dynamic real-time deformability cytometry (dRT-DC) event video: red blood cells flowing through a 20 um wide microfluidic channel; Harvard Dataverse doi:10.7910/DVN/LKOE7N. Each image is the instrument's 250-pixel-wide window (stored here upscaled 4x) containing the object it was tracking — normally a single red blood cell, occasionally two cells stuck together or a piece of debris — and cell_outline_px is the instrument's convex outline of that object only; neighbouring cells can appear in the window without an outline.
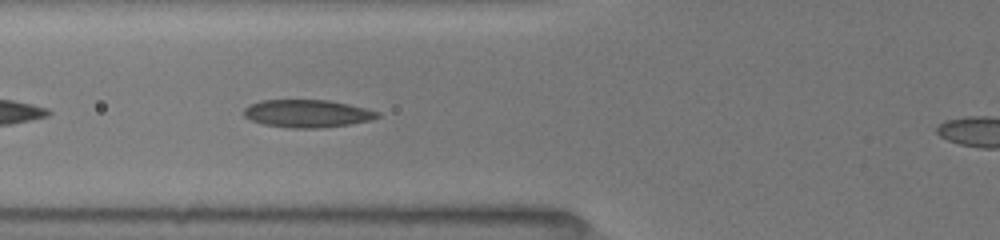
{"species": "common noctule bat (a hibernating species)", "species_latin": "Nyctalus noctula", "temperature_condition": "room temperature", "stored_images_in_passage": 32, "camera_frame_rate_fps": 3000, "um_per_image_px": 0.085, "animal": {"sex": "female", "body_mass_g": 19.5, "forearm_length_mm": 54.1}, "frame": {"image": 1, "passage_image": 5, "time_ms": 1.333, "image_size_px": [1000, 240], "cell_outline_px": [[380, 116], [372, 120], [352, 124], [320, 128], [292, 128], [264, 124], [252, 120], [244, 116], [244, 108], [260, 100], [328, 100], [348, 104], [380, 112]], "centroid_in_image_um": [26.15, 9.65], "position_along_channel_um": 99.7, "area_um2": 21.5}}
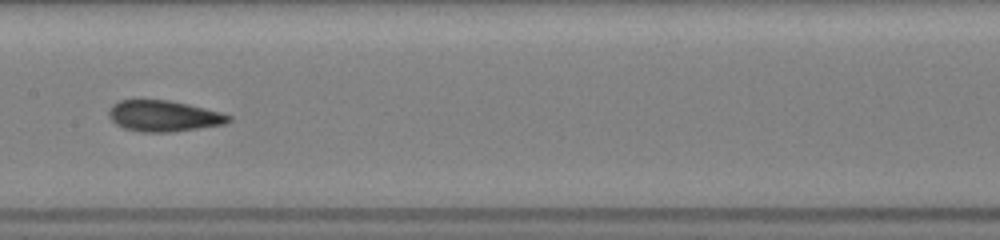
{"frame": {"image": 2, "passage_image": 12, "time_ms": 3.667, "image_size_px": [1000, 240], "cell_outline_px": [[232, 120], [224, 124], [172, 132], [144, 132], [124, 128], [116, 124], [108, 116], [108, 108], [112, 104], [120, 100], [168, 100], [188, 104], [220, 112], [232, 116]], "centroid_in_image_um": [13.89, 9.86], "position_along_channel_um": 193.5, "area_um2": 21.62}}
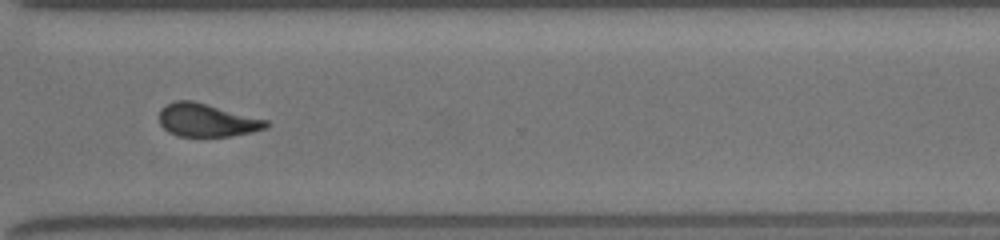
{"frame": {"image": 3, "passage_image": 24, "time_ms": 7.667, "image_size_px": [1000, 240], "cell_outline_px": [[272, 124], [268, 128], [232, 136], [176, 136], [168, 132], [160, 124], [160, 108], [164, 104], [176, 100], [192, 100], [268, 120]], "centroid_in_image_um": [17.58, 10.21], "position_along_channel_um": 353.0, "area_um2": 20.75}}